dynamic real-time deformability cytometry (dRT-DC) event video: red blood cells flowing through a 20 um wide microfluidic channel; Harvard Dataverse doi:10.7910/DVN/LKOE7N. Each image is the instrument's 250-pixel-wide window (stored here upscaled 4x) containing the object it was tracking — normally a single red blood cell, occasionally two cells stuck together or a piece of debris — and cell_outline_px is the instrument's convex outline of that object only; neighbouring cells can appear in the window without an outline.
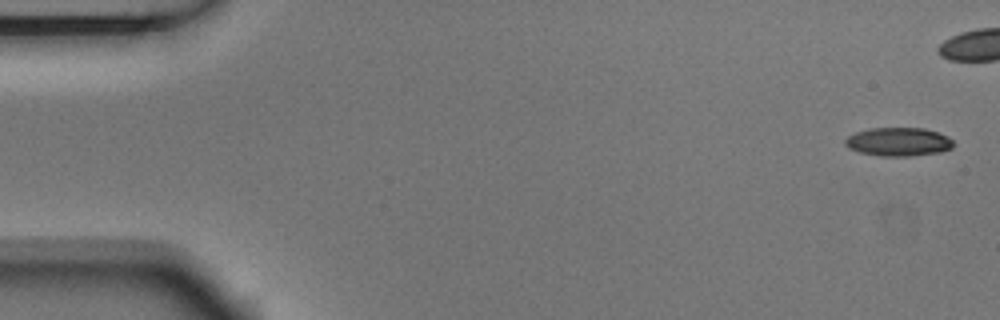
{"species": "Egyptian fruit bat (a non-hibernating species)", "species_latin": "Rousettus aegyptiacus", "temperature_condition": "room temperature", "stored_images_in_passage": 5, "camera_frame_rate_fps": 3000, "um_per_image_px": 0.085, "animal": {"sex": "male"}, "frame": {"image": 1, "passage_image": 1, "time_ms": 0.0, "image_size_px": [1000, 320], "cell_outline_px": [[956, 144], [952, 148], [940, 152], [912, 156], [880, 156], [860, 152], [848, 148], [844, 144], [844, 140], [848, 136], [856, 132], [868, 128], [924, 128], [948, 136]], "centroid_in_image_um": [76.37, 12.05], "position_along_channel_um": 8.6, "area_um2": 18.15}}